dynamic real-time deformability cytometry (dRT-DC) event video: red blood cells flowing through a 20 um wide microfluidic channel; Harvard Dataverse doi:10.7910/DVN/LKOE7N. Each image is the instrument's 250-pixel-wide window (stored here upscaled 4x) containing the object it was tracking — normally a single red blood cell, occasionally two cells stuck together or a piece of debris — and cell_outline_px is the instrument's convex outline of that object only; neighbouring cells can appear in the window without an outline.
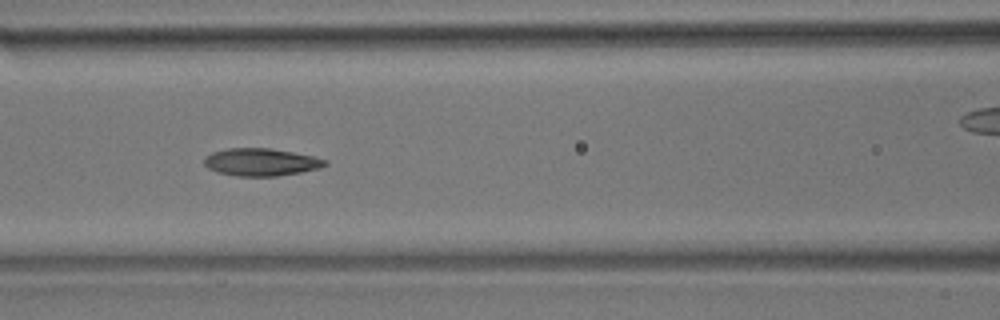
{"species": "common noctule bat (a hibernating species)", "species_latin": "Nyctalus noctula", "temperature_condition": "room temperature", "stored_images_in_passage": 8, "camera_frame_rate_fps": 3000, "um_per_image_px": 0.085, "animal": {"sex": "male", "body_mass_g": 17.9}, "frame": {"image": 1, "passage_image": 7, "time_ms": 6.667, "image_size_px": [1000, 320], "cell_outline_px": [[328, 164], [320, 168], [300, 172], [276, 176], [236, 176], [216, 172], [208, 168], [204, 164], [204, 156], [212, 152], [228, 148], [268, 148], [292, 152], [312, 156], [328, 160]], "centroid_in_image_um": [22.16, 13.78], "position_along_channel_um": 144.4, "area_um2": 19.42}}